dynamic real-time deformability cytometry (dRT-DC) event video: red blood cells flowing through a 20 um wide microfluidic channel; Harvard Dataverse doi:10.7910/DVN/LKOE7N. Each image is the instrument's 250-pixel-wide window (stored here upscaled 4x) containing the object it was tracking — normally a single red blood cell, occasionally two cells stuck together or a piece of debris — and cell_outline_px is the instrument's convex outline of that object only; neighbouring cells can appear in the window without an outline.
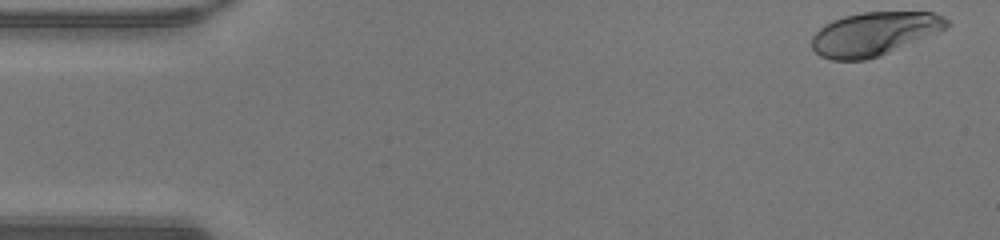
{"species": "human", "species_latin": "Homo sapiens", "temperature_condition": "warm", "stored_images_in_passage": 47, "camera_frame_rate_fps": 3000, "um_per_image_px": 0.085, "donor": {"sex": "male"}, "frame": {"image": 1, "passage_image": 1, "time_ms": 0.0, "image_size_px": [1000, 240], "cell_outline_px": [[952, 24], [948, 28], [880, 56], [864, 60], [832, 60], [820, 56], [812, 48], [812, 36], [824, 24], [832, 20], [844, 16], [864, 12], [932, 12], [944, 16]], "centroid_in_image_um": [74.32, 2.87], "position_along_channel_um": 10.7, "area_um2": 34.28}}
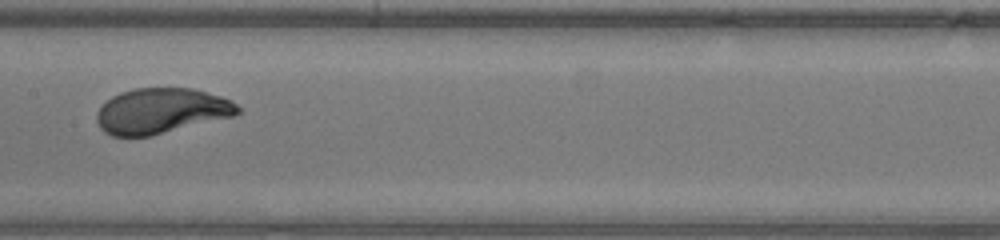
{"frame": {"image": 2, "passage_image": 23, "time_ms": 7.333, "image_size_px": [1000, 240], "cell_outline_px": [[240, 112], [236, 116], [152, 136], [112, 136], [104, 132], [100, 128], [96, 120], [96, 112], [112, 96], [120, 92], [136, 88], [192, 88], [220, 96], [232, 100], [240, 108]], "centroid_in_image_um": [13.73, 9.44], "position_along_channel_um": 193.7, "area_um2": 37.57}}
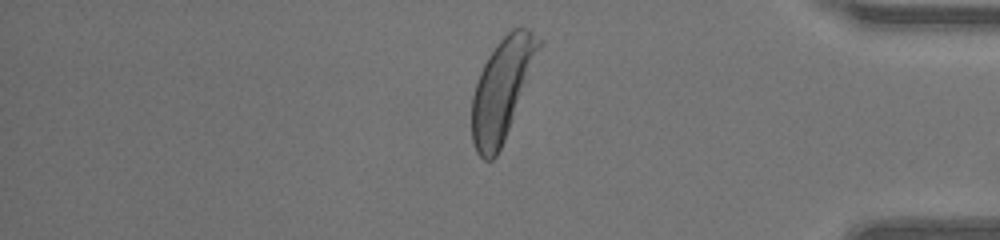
{"frame": {"image": 3, "passage_image": 39, "time_ms": 12.667, "image_size_px": [1000, 240], "cell_outline_px": [[544, 44], [504, 140], [496, 156], [492, 160], [484, 160], [476, 152], [472, 140], [472, 96], [480, 72], [488, 56], [496, 44], [512, 28], [528, 28], [544, 40]], "centroid_in_image_um": [42.71, 7.53], "position_along_channel_um": 392.5, "area_um2": 39.42}, "authors_computed_cell_mechanics": {"area_um2": 37.57, "velocity_mm_per_s": 4.295, "shape_relaxation_time_tau1_ms": 3.0, "shape_relaxation_time_tau2_ms": null, "deformation_change_tau1": 0.199, "deformation_change_tau2": null}}